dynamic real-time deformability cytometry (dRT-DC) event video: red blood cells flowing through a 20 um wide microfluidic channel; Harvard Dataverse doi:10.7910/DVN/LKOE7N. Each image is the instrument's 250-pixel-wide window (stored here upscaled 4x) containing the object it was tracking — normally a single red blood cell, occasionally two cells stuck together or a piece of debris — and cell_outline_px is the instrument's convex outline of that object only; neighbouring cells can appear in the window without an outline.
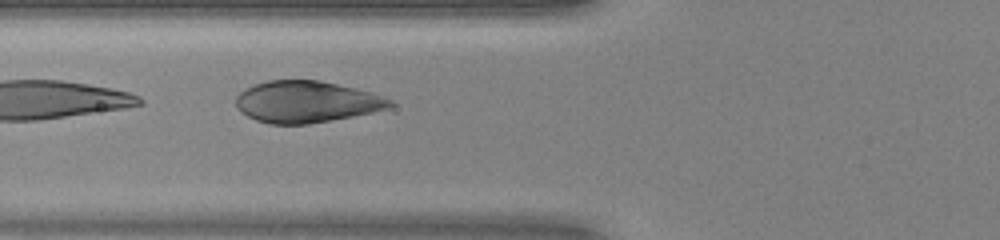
{"species": "human", "species_latin": "Homo sapiens", "temperature_condition": "warm", "stored_images_in_passage": 30, "camera_frame_rate_fps": 3000, "um_per_image_px": 0.085, "donor": {"sex": "female"}, "frame": {"image": 1, "passage_image": 12, "time_ms": 3.667, "image_size_px": [1000, 240], "cell_outline_px": [[396, 104], [388, 108], [372, 112], [352, 116], [308, 124], [272, 124], [256, 120], [248, 116], [236, 104], [236, 96], [240, 92], [256, 84], [268, 80], [320, 80], [372, 92], [392, 100]], "centroid_in_image_um": [26.08, 8.65], "position_along_channel_um": 99.7, "area_um2": 36.99}}
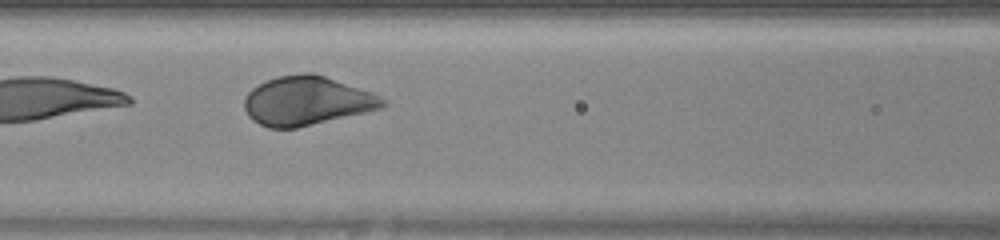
{"frame": {"image": 2, "passage_image": 15, "time_ms": 4.667, "image_size_px": [1000, 240], "cell_outline_px": [[388, 104], [380, 108], [364, 112], [296, 128], [268, 128], [252, 120], [248, 116], [244, 108], [244, 96], [252, 88], [276, 76], [304, 72], [312, 72], [372, 92], [388, 100]], "centroid_in_image_um": [26.05, 8.56], "position_along_channel_um": 140.5, "area_um2": 39.36}}